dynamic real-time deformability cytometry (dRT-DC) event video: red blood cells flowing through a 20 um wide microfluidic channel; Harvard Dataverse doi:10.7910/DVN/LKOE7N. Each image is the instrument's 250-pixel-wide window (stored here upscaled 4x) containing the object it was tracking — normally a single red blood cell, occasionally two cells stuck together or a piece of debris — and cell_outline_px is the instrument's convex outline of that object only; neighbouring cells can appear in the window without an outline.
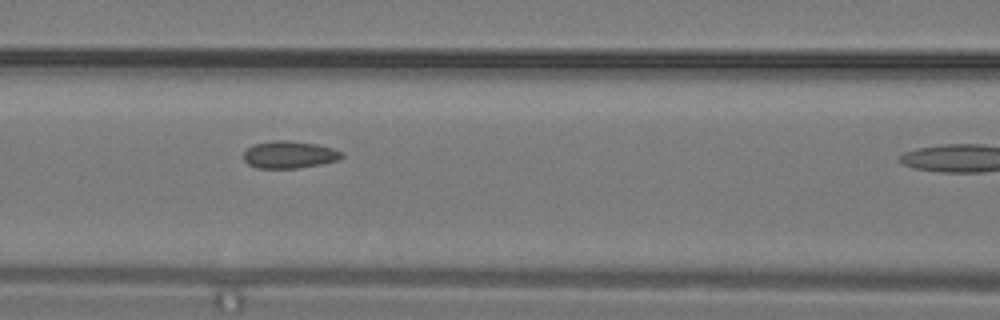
{"species": "common noctule bat (a hibernating species)", "species_latin": "Nyctalus noctula", "temperature_condition": "warm", "stored_images_in_passage": 9, "camera_frame_rate_fps": 3000, "um_per_image_px": 0.085, "animal": {"sex": "male", "body_mass_g": 19.2, "forearm_length_mm": 51.8}, "frame": {"image": 1, "passage_image": 7, "time_ms": 2.0, "image_size_px": [1000, 320], "cell_outline_px": [[344, 156], [336, 160], [320, 164], [296, 168], [256, 168], [248, 164], [244, 160], [244, 152], [248, 148], [256, 144], [272, 140], [288, 140], [316, 144], [332, 148], [344, 152]], "centroid_in_image_um": [24.59, 13.14], "position_along_channel_um": 142.0, "area_um2": 15.49}}